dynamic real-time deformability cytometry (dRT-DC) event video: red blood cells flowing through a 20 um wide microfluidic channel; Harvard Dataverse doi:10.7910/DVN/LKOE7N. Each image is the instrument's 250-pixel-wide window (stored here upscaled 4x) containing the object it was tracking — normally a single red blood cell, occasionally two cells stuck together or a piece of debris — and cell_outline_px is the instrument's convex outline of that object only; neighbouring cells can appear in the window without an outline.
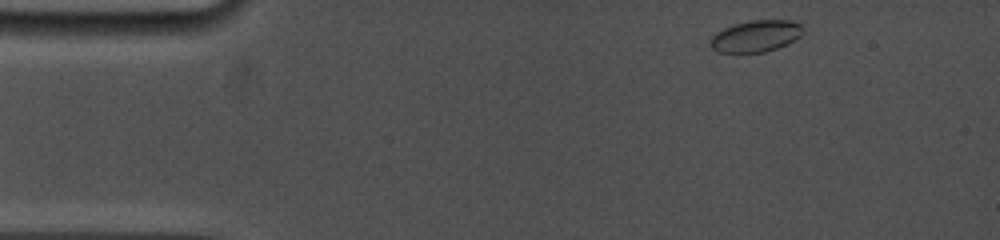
{"species": "common noctule bat (a hibernating species)", "species_latin": "Nyctalus noctula", "temperature_condition": "cold", "stored_images_in_passage": 6, "camera_frame_rate_fps": 5000, "um_per_image_px": 0.085, "animal": {"sex": "female", "body_mass_g": 19.0, "forearm_length_mm": 53.3}, "frame": {"image": 1, "passage_image": 1, "time_ms": 0.0, "image_size_px": [1000, 240], "cell_outline_px": [[804, 32], [796, 40], [776, 48], [764, 52], [716, 52], [712, 48], [712, 36], [716, 32], [732, 24], [752, 20], [804, 20]], "centroid_in_image_um": [64.35, 3.03], "position_along_channel_um": 20.7, "area_um2": 17.34}}
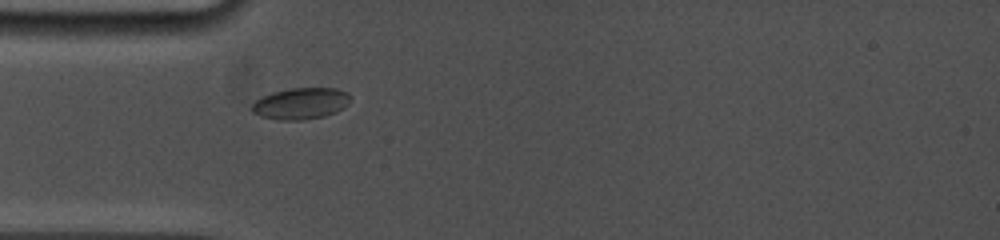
{"frame": {"image": 2, "passage_image": 6, "time_ms": 3.0, "image_size_px": [1000, 240], "cell_outline_px": [[352, 100], [344, 108], [336, 112], [324, 116], [304, 120], [280, 120], [260, 116], [252, 112], [252, 104], [256, 100], [272, 92], [292, 88], [336, 88], [348, 92]], "centroid_in_image_um": [25.61, 8.8], "position_along_channel_um": 59.4, "area_um2": 18.15}}